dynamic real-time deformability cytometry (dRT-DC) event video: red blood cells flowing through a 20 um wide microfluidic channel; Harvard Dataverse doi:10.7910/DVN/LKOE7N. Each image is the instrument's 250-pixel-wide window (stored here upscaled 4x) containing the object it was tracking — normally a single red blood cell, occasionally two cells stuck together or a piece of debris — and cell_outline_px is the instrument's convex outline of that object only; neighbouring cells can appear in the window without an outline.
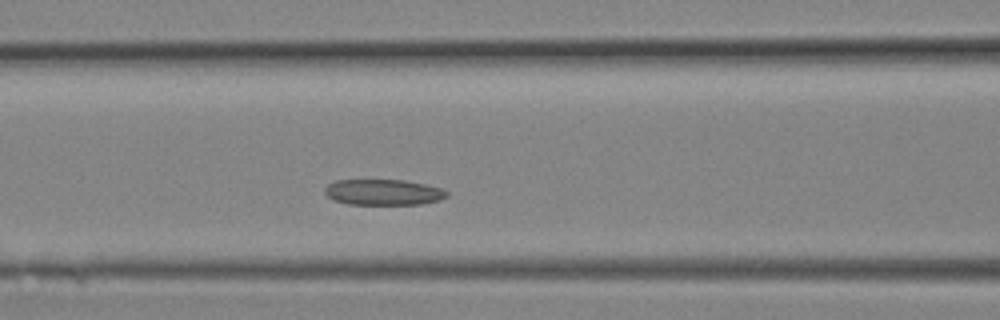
{"species": "Egyptian fruit bat (a non-hibernating species)", "species_latin": "Rousettus aegyptiacus", "temperature_condition": "room temperature", "stored_images_in_passage": 4, "camera_frame_rate_fps": 3000, "um_per_image_px": 0.085, "animal": {"sex": "female"}, "frame": {"image": 1, "passage_image": 4, "time_ms": 1.0, "image_size_px": [1000, 320], "cell_outline_px": [[448, 196], [440, 200], [420, 204], [348, 204], [332, 200], [324, 192], [324, 188], [328, 184], [336, 180], [404, 180], [444, 188], [448, 192]], "centroid_in_image_um": [32.59, 16.34], "position_along_channel_um": 134.0, "area_um2": 18.44}}